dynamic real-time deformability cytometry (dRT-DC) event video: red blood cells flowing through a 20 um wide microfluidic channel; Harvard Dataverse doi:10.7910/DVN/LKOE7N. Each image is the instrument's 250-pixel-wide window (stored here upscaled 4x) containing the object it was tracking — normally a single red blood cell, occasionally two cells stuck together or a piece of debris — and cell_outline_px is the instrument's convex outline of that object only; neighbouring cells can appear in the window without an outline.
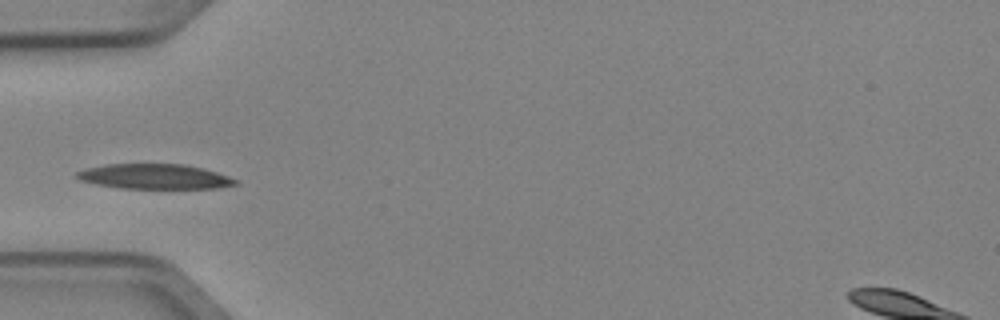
{"species": "Egyptian fruit bat (a non-hibernating species)", "species_latin": "Rousettus aegyptiacus", "temperature_condition": "cold", "stored_images_in_passage": 6, "camera_frame_rate_fps": 3000, "um_per_image_px": 0.085, "animal": {"sex": "female"}, "frame": {"image": 1, "passage_image": 5, "time_ms": 1.333, "image_size_px": [1000, 320], "cell_outline_px": [[240, 184], [220, 188], [120, 188], [96, 184], [80, 180], [76, 176], [76, 172], [88, 168], [104, 164], [184, 164], [204, 168], [240, 180]], "centroid_in_image_um": [13.2, 15.0], "position_along_channel_um": 71.8, "area_um2": 23.18}}
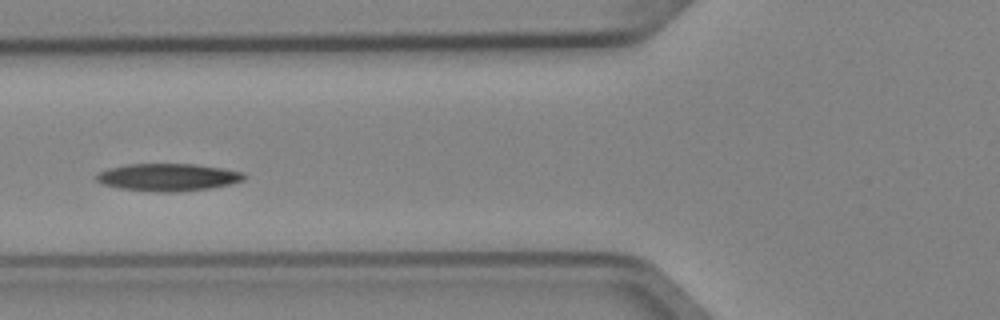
{"frame": {"image": 2, "passage_image": 6, "time_ms": 1.667, "image_size_px": [1000, 320], "cell_outline_px": [[244, 180], [212, 188], [176, 192], [160, 192], [120, 188], [104, 184], [96, 180], [96, 176], [100, 172], [108, 168], [128, 164], [196, 164], [224, 168], [244, 172]], "centroid_in_image_um": [14.31, 15.06], "position_along_channel_um": 111.5, "area_um2": 23.52}}